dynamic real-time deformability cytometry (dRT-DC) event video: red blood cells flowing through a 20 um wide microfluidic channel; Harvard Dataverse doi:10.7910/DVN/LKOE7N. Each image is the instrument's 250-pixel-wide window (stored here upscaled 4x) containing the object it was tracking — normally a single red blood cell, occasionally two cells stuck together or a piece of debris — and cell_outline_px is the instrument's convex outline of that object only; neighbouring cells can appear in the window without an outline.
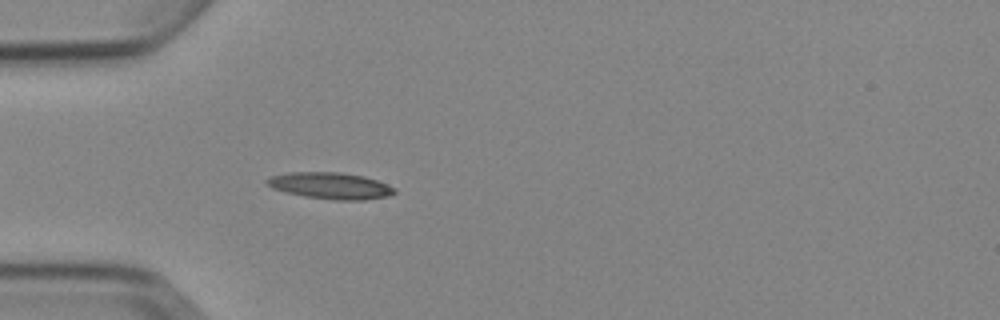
{"species": "Egyptian fruit bat (a non-hibernating species)", "species_latin": "Rousettus aegyptiacus", "temperature_condition": "cold", "stored_images_in_passage": 3, "camera_frame_rate_fps": 3000, "um_per_image_px": 0.085, "animal": {"sex": "female"}, "frame": {"image": 1, "passage_image": 3, "time_ms": 2.333, "image_size_px": [1000, 320], "cell_outline_px": [[396, 192], [388, 196], [364, 200], [336, 200], [304, 196], [272, 188], [264, 180], [272, 176], [288, 172], [340, 172], [364, 176], [388, 184], [396, 188]], "centroid_in_image_um": [28.12, 15.78], "position_along_channel_um": 56.9, "area_um2": 19.65}}